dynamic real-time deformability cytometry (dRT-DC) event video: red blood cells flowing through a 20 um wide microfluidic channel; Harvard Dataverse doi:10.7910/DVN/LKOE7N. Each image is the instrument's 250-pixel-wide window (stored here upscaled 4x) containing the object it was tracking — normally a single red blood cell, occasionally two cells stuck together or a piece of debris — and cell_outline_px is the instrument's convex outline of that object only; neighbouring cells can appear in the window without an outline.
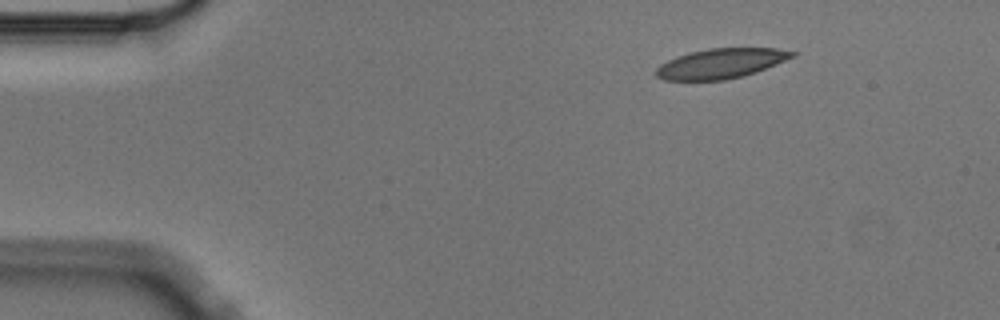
{"species": "Egyptian fruit bat (a non-hibernating species)", "species_latin": "Rousettus aegyptiacus", "temperature_condition": "cold", "stored_images_in_passage": 3, "camera_frame_rate_fps": 3000, "um_per_image_px": 0.085, "animal": {"sex": "male"}, "frame": {"image": 1, "passage_image": 1, "time_ms": 0.0, "image_size_px": [1000, 320], "cell_outline_px": [[800, 52], [796, 56], [756, 72], [744, 76], [724, 80], [664, 80], [656, 76], [656, 68], [660, 64], [676, 56], [688, 52], [708, 48], [776, 48]], "centroid_in_image_um": [61.3, 5.38], "position_along_channel_um": 23.7, "area_um2": 23.93}}